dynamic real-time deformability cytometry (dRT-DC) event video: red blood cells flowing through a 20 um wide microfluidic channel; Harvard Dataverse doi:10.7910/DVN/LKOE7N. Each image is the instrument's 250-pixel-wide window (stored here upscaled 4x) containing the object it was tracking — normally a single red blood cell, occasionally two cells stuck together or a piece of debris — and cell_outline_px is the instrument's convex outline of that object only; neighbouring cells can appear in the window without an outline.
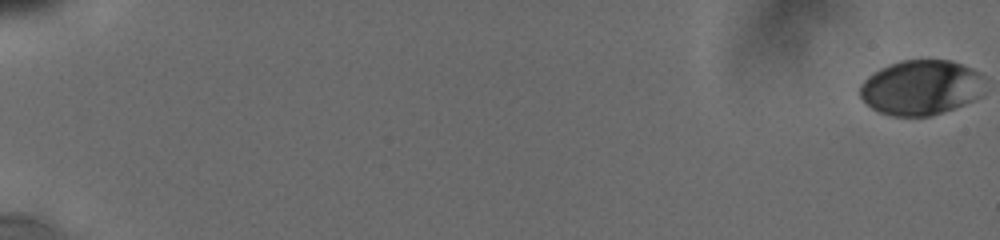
{"species": "human", "species_latin": "Homo sapiens", "temperature_condition": "cold", "stored_images_in_passage": 97, "camera_frame_rate_fps": 3000, "um_per_image_px": 0.085, "donor": {"sex": "male"}, "frame": {"image": 1, "passage_image": 1, "time_ms": 0.0, "image_size_px": [1000, 240], "cell_outline_px": [[984, 76], [976, 96], [972, 100], [952, 108], [928, 116], [892, 116], [880, 112], [872, 108], [860, 96], [860, 84], [868, 76], [880, 68], [888, 64], [900, 60], [948, 60], [960, 64]], "centroid_in_image_um": [78.19, 7.43], "position_along_channel_um": 6.8, "area_um2": 39.13}}
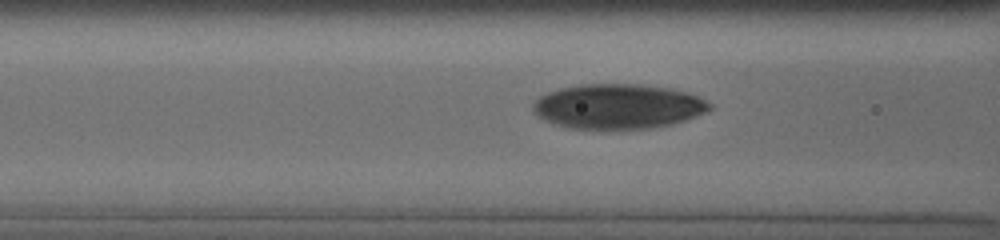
{"frame": {"image": 2, "passage_image": 68, "time_ms": 8.667, "image_size_px": [1000, 240], "cell_outline_px": [[712, 108], [696, 116], [672, 124], [652, 128], [604, 132], [568, 128], [556, 124], [532, 112], [532, 104], [540, 96], [548, 92], [560, 88], [580, 84], [636, 84], [672, 88], [696, 96], [712, 104]], "centroid_in_image_um": [52.5, 9.08], "position_along_channel_um": 114.1, "area_um2": 46.93}}
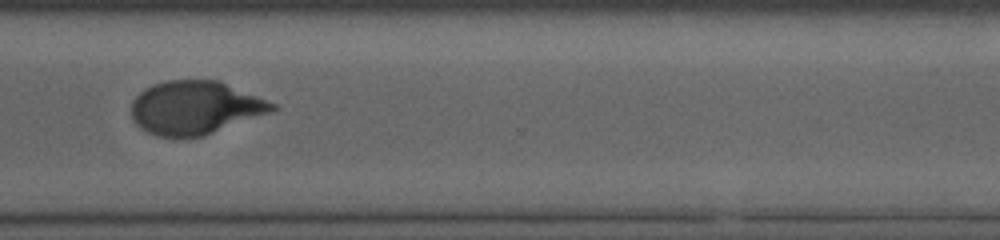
{"frame": {"image": 3, "passage_image": 96, "time_ms": 15.0, "image_size_px": [1000, 240], "cell_outline_px": [[280, 108], [204, 136], [156, 136], [140, 128], [132, 120], [132, 100], [144, 88], [152, 84], [168, 80], [220, 80], [276, 104]], "centroid_in_image_um": [16.56, 9.14], "position_along_channel_um": 354.0, "area_um2": 43.64}}